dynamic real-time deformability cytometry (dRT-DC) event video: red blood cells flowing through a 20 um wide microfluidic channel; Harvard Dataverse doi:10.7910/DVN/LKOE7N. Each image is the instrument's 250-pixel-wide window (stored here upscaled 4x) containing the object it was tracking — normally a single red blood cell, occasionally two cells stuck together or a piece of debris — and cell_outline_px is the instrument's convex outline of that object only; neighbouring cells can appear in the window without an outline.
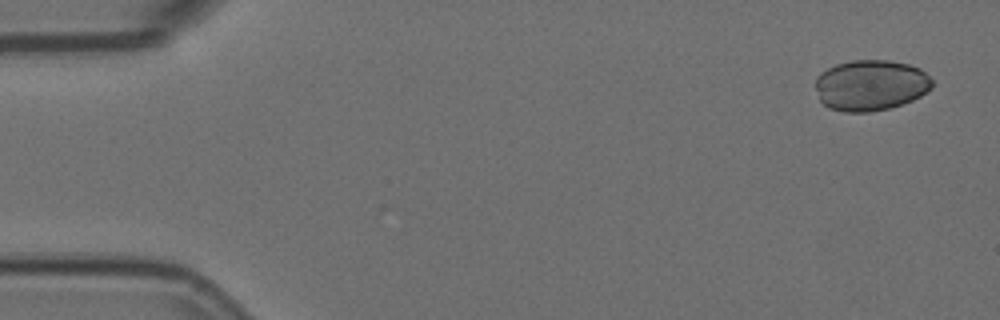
{"species": "Egyptian fruit bat (a non-hibernating species)", "species_latin": "Rousettus aegyptiacus", "temperature_condition": "room temperature", "stored_images_in_passage": 5, "camera_frame_rate_fps": 3000, "um_per_image_px": 0.085, "animal": {"sex": "female"}, "frame": {"image": 1, "passage_image": 1, "time_ms": 0.0, "image_size_px": [1000, 320], "cell_outline_px": [[932, 88], [920, 96], [912, 100], [888, 108], [868, 112], [844, 112], [828, 108], [820, 100], [816, 88], [816, 76], [820, 72], [836, 64], [852, 60], [888, 60], [908, 64], [920, 68], [932, 80]], "centroid_in_image_um": [73.99, 7.24], "position_along_channel_um": 11.0, "area_um2": 34.56}}